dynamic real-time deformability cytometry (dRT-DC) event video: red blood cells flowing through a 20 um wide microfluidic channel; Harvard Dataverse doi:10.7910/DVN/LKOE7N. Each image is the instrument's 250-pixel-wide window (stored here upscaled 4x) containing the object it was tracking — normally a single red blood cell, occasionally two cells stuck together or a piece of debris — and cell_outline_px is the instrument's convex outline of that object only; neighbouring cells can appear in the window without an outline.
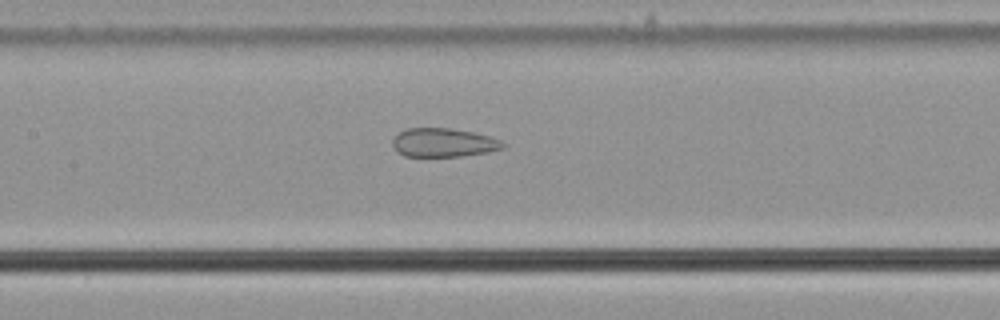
{"species": "common noctule bat (a hibernating species)", "species_latin": "Nyctalus noctula", "temperature_condition": "cold", "stored_images_in_passage": 56, "camera_frame_rate_fps": 3000, "um_per_image_px": 0.085, "animal": {"sex": "male", "body_mass_g": 21.5, "forearm_length_mm": 52.0}, "frame": {"image": 1, "passage_image": 27, "time_ms": 8.667, "image_size_px": [1000, 320], "cell_outline_px": [[504, 148], [488, 152], [460, 156], [404, 156], [396, 152], [392, 144], [392, 140], [400, 132], [408, 128], [448, 128], [472, 132], [488, 136], [500, 140], [504, 144]], "centroid_in_image_um": [37.67, 12.13], "position_along_channel_um": 169.7, "area_um2": 18.32}}
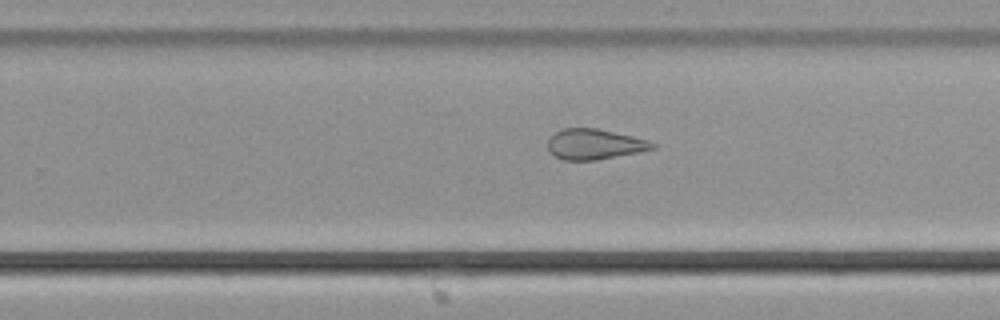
{"frame": {"image": 2, "passage_image": 36, "time_ms": 11.667, "image_size_px": [1000, 320], "cell_outline_px": [[656, 148], [596, 160], [564, 160], [556, 156], [548, 148], [548, 140], [556, 132], [564, 128], [596, 128], [632, 136], [648, 140], [656, 144]], "centroid_in_image_um": [50.54, 12.25], "position_along_channel_um": 279.3, "area_um2": 18.21}}
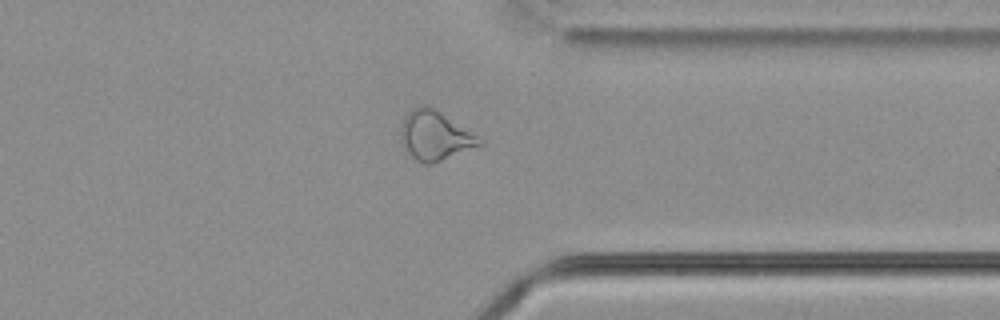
{"frame": {"image": 3, "passage_image": 44, "time_ms": 14.333, "image_size_px": [1000, 320], "cell_outline_px": [[484, 144], [432, 164], [424, 164], [416, 160], [408, 152], [400, 136], [400, 128], [404, 116], [412, 108], [420, 104], [424, 104], [432, 108], [484, 140]], "centroid_in_image_um": [36.95, 11.54], "position_along_channel_um": 374.5, "area_um2": 22.2}, "authors_computed_cell_mechanics": {"area_um2": 24.3049, "velocity_mm_per_s": 3.6644, "shape_relaxation_time_tau1_ms": null, "shape_relaxation_time_tau2_ms": 2.3841, "deformation_change_tau1": null, "deformation_change_tau2": 0.1153}}